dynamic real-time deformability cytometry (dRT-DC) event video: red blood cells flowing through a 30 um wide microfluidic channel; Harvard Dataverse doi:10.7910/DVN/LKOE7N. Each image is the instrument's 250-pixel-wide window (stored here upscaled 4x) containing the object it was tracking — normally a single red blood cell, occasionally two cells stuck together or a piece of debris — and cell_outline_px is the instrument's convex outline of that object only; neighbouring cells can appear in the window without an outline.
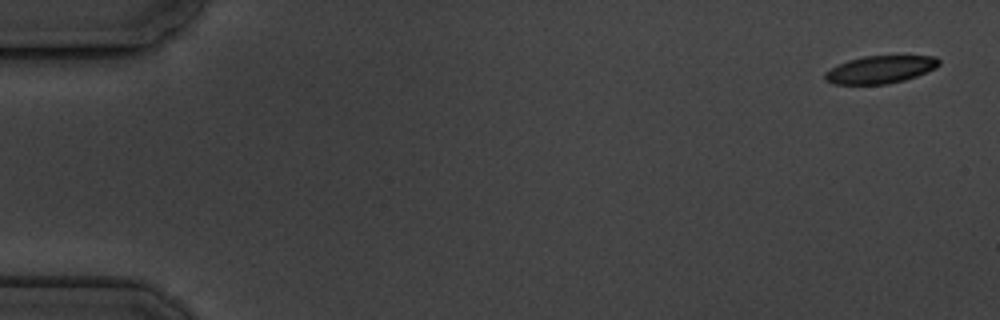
{"species": "common noctule bat (a hibernating species)", "species_latin": "Nyctalus noctula", "temperature_condition": "cold", "stored_images_in_passage": 5, "camera_frame_rate_fps": 3000, "um_per_image_px": 0.085, "animal": {"sex": "male", "body_mass_g": 19.5, "forearm_length_mm": 54.6}, "frame": {"image": 1, "passage_image": 1, "time_ms": 0.0, "image_size_px": [1000, 320], "cell_outline_px": [[940, 64], [936, 68], [916, 76], [904, 80], [888, 84], [832, 84], [824, 80], [824, 72], [848, 60], [864, 56], [936, 56], [940, 60]], "centroid_in_image_um": [74.82, 5.91], "position_along_channel_um": 10.2, "area_um2": 18.32}}
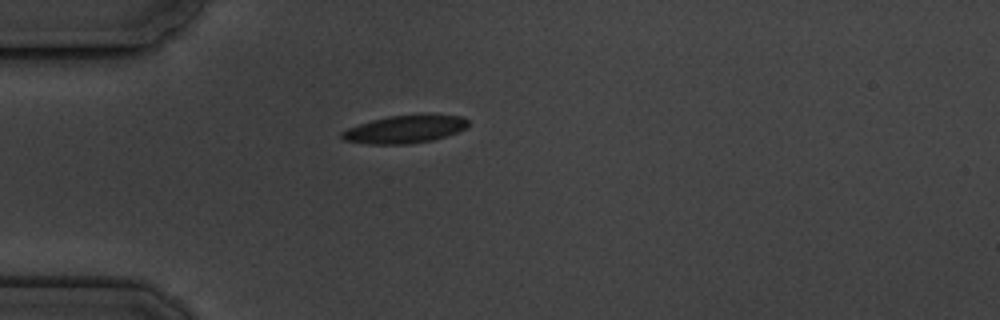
{"frame": {"image": 2, "passage_image": 5, "time_ms": 4.667, "image_size_px": [1000, 320], "cell_outline_px": [[468, 128], [432, 140], [408, 144], [368, 144], [344, 140], [340, 136], [340, 132], [348, 128], [372, 120], [388, 116], [424, 112], [428, 112], [464, 116], [468, 120]], "centroid_in_image_um": [34.47, 10.94], "position_along_channel_um": 50.5, "area_um2": 21.1}}